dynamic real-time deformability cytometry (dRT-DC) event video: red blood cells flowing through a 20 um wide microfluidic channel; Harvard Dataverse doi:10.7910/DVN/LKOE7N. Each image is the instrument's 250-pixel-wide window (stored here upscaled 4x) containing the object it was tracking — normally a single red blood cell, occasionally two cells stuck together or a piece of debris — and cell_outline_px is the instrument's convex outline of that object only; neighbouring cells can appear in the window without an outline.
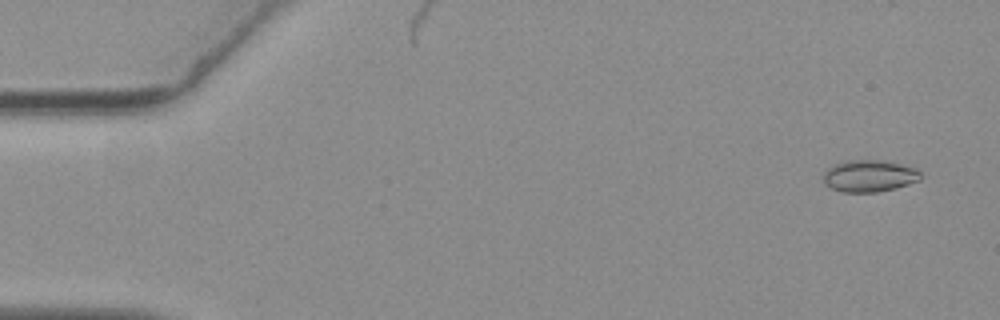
{"species": "common noctule bat (a hibernating species)", "species_latin": "Nyctalus noctula", "temperature_condition": "warm", "stored_images_in_passage": 47, "camera_frame_rate_fps": 3000, "um_per_image_px": 0.085, "animal": {"sex": "female", "body_mass_g": 19.3, "forearm_length_mm": 54.1}, "frame": {"image": 1, "passage_image": 3, "time_ms": 0.667, "image_size_px": [1000, 320], "cell_outline_px": [[924, 176], [920, 180], [896, 188], [876, 192], [844, 192], [832, 188], [824, 184], [824, 172], [828, 168], [844, 160], [884, 160], [916, 168]], "centroid_in_image_um": [73.92, 14.95], "position_along_channel_um": 11.1, "area_um2": 18.15}}
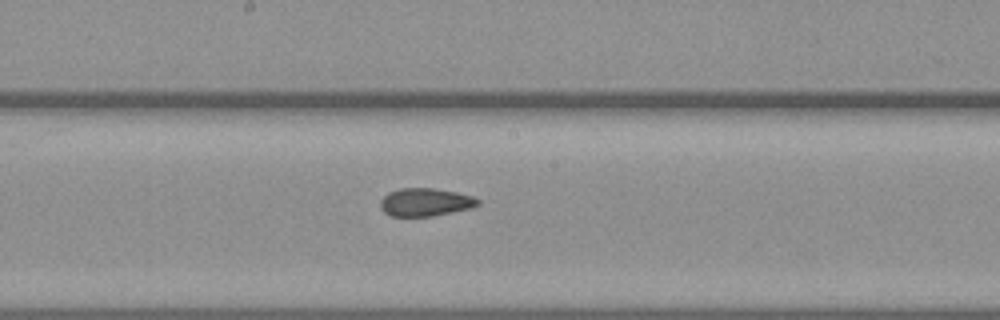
{"frame": {"image": 2, "passage_image": 30, "time_ms": 9.667, "image_size_px": [1000, 320], "cell_outline_px": [[480, 204], [472, 208], [432, 216], [392, 216], [384, 212], [380, 208], [380, 200], [388, 192], [400, 188], [432, 188], [456, 192], [472, 196], [480, 200]], "centroid_in_image_um": [36.15, 17.18], "position_along_channel_um": 212.1, "area_um2": 15.95}}
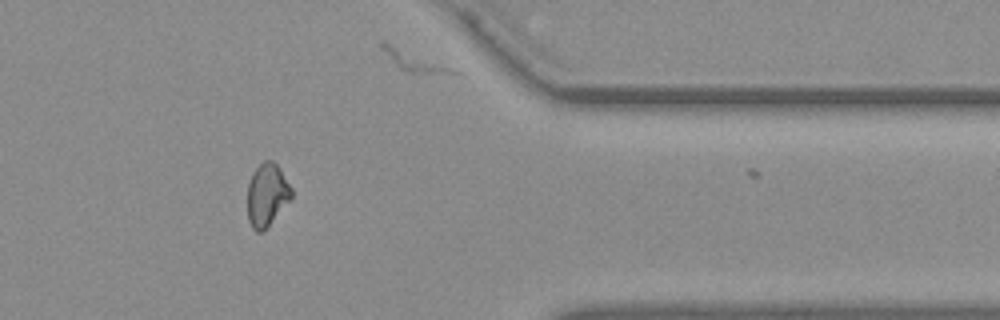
{"frame": {"image": 3, "passage_image": 46, "time_ms": 15.0, "image_size_px": [1000, 320], "cell_outline_px": [[292, 196], [264, 232], [256, 232], [252, 228], [248, 220], [248, 184], [252, 172], [264, 160], [272, 160], [280, 168], [292, 188]], "centroid_in_image_um": [22.68, 16.57], "position_along_channel_um": 388.7, "area_um2": 16.13}}